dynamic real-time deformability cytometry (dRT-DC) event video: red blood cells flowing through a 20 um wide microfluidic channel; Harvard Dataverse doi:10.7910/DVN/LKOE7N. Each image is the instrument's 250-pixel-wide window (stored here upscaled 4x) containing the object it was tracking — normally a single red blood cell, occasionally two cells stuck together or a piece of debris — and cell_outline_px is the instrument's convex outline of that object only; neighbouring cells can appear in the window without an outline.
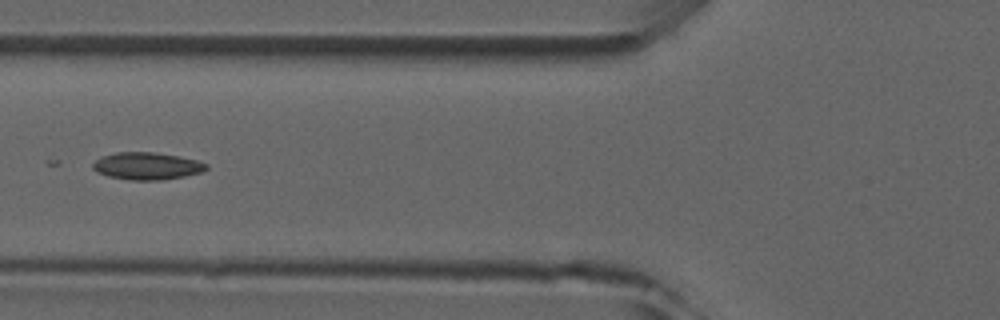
{"species": "common noctule bat (a hibernating species)", "species_latin": "Nyctalus noctula", "temperature_condition": "room temperature", "stored_images_in_passage": 6, "camera_frame_rate_fps": 3000, "um_per_image_px": 0.085, "animal": {"sex": "male", "forearm_length_mm": 52.5}, "frame": {"image": 1, "passage_image": 6, "time_ms": 5.667, "image_size_px": [1000, 320], "cell_outline_px": [[208, 168], [200, 172], [184, 176], [160, 180], [132, 180], [108, 176], [96, 172], [92, 168], [92, 164], [100, 156], [116, 152], [156, 152], [180, 156], [196, 160], [208, 164]], "centroid_in_image_um": [12.46, 14.1], "position_along_channel_um": 113.3, "area_um2": 18.09}}